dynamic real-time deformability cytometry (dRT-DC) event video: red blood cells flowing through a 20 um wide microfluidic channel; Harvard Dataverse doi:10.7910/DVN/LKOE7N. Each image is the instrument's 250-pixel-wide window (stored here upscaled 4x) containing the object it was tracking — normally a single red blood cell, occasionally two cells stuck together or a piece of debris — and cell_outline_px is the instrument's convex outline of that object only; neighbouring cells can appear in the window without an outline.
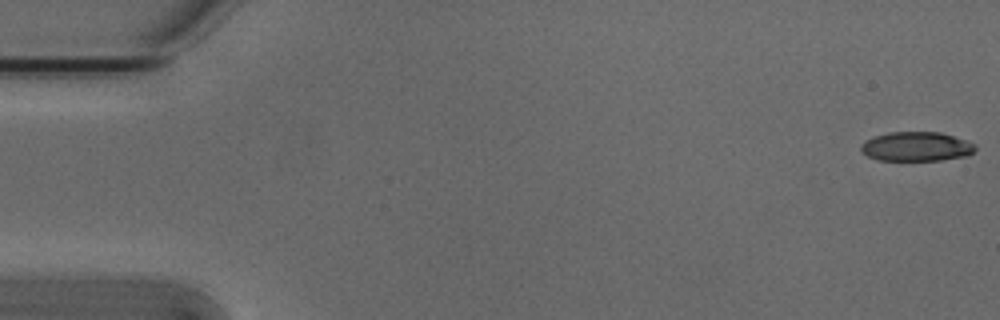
{"species": "Egyptian fruit bat (a non-hibernating species)", "species_latin": "Rousettus aegyptiacus", "temperature_condition": "cold", "stored_images_in_passage": 42, "camera_frame_rate_fps": 3000, "um_per_image_px": 0.085, "animal": {"sex": "male"}, "frame": {"image": 1, "passage_image": 1, "time_ms": 0.0, "image_size_px": [1000, 320], "cell_outline_px": [[976, 148], [968, 156], [940, 160], [876, 160], [868, 156], [860, 148], [868, 140], [876, 136], [888, 132], [940, 132], [976, 144]], "centroid_in_image_um": [77.93, 12.46], "position_along_channel_um": 7.1, "area_um2": 19.25}}
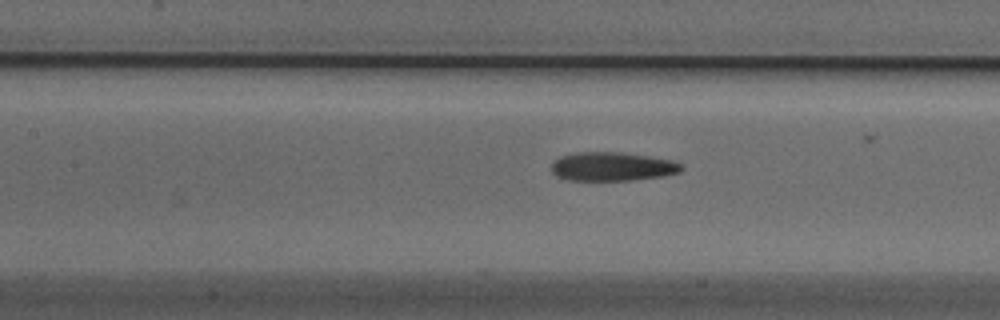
{"frame": {"image": 2, "passage_image": 24, "time_ms": 7.667, "image_size_px": [1000, 320], "cell_outline_px": [[684, 168], [680, 172], [664, 176], [632, 180], [568, 180], [556, 176], [552, 172], [552, 164], [560, 156], [576, 152], [620, 152], [676, 160]], "centroid_in_image_um": [52.07, 14.15], "position_along_channel_um": 155.3, "area_um2": 21.91}}
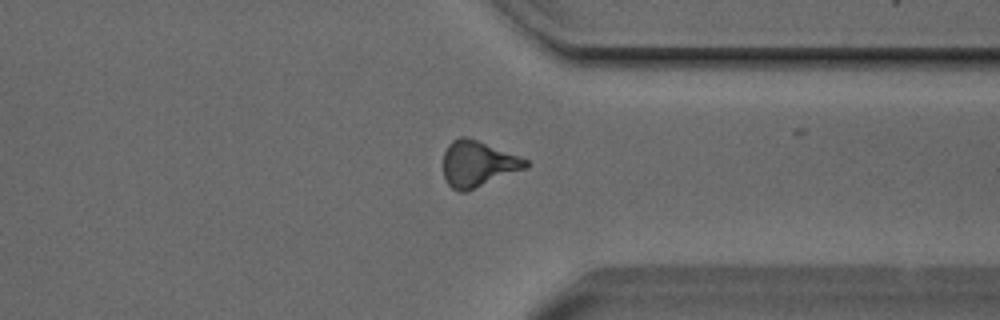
{"frame": {"image": 3, "passage_image": 41, "time_ms": 13.333, "image_size_px": [1000, 320], "cell_outline_px": [[528, 168], [468, 192], [460, 192], [452, 188], [444, 180], [444, 152], [448, 144], [452, 140], [460, 136], [464, 136], [476, 140], [520, 156], [528, 160]], "centroid_in_image_um": [40.63, 13.95], "position_along_channel_um": 370.8, "area_um2": 22.31}}